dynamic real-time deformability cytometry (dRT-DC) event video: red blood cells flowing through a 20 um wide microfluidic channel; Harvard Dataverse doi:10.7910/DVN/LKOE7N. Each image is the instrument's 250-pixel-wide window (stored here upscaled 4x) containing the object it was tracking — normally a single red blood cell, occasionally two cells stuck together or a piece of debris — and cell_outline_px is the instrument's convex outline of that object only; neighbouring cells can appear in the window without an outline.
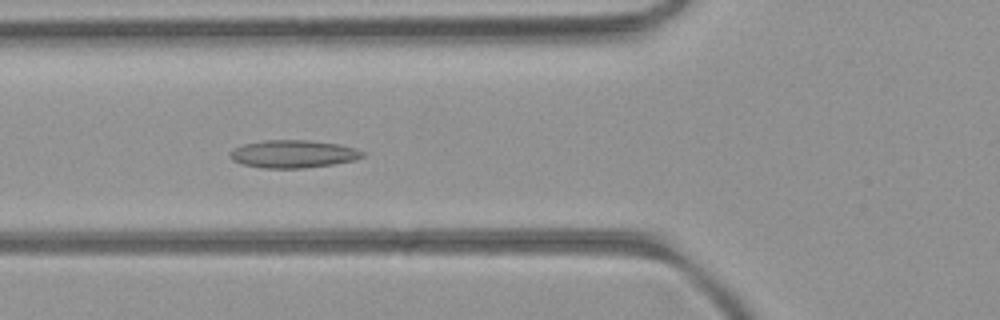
{"species": "common noctule bat (a hibernating species)", "species_latin": "Nyctalus noctula", "temperature_condition": "room temperature", "stored_images_in_passage": 51, "camera_frame_rate_fps": 3000, "um_per_image_px": 0.085, "animal": {"sex": "female", "body_mass_g": 21.9}, "frame": {"image": 1, "passage_image": 18, "time_ms": 5.667, "image_size_px": [1000, 320], "cell_outline_px": [[364, 156], [356, 160], [332, 164], [304, 168], [260, 168], [244, 164], [232, 160], [228, 156], [228, 152], [232, 148], [244, 144], [264, 140], [308, 140], [340, 144], [356, 148], [364, 152]], "centroid_in_image_um": [24.9, 13.08], "position_along_channel_um": 100.9, "area_um2": 21.62}}
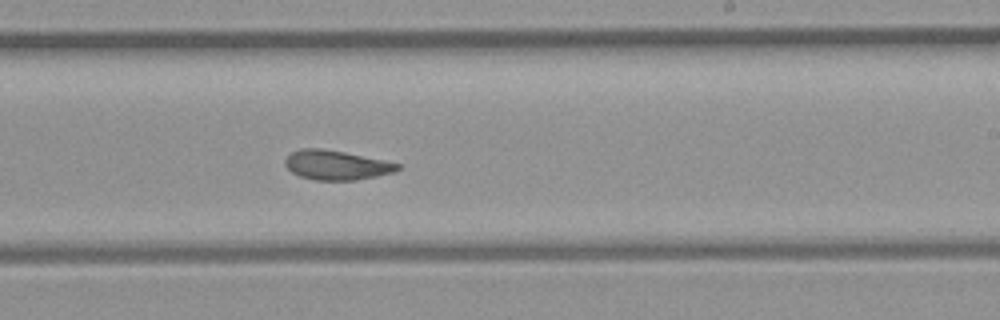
{"frame": {"image": 2, "passage_image": 30, "time_ms": 9.667, "image_size_px": [1000, 320], "cell_outline_px": [[404, 164], [400, 168], [392, 172], [376, 176], [356, 180], [316, 180], [300, 176], [292, 172], [284, 164], [284, 160], [292, 152], [300, 148], [320, 148], [344, 152]], "centroid_in_image_um": [28.6, 14.03], "position_along_channel_um": 260.4, "area_um2": 19.25}}
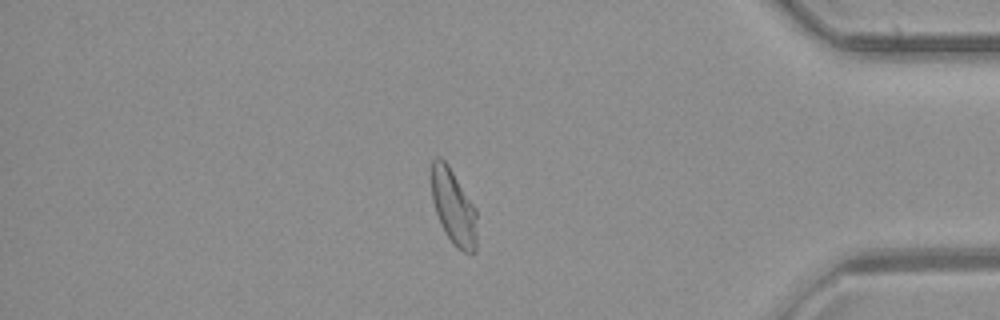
{"frame": {"image": 3, "passage_image": 43, "time_ms": 14.0, "image_size_px": [1000, 320], "cell_outline_px": [[476, 252], [464, 252], [456, 248], [452, 244], [444, 232], [440, 224], [432, 200], [432, 160], [436, 156], [440, 156], [448, 164], [476, 208]], "centroid_in_image_um": [38.55, 17.61], "position_along_channel_um": 396.7, "area_um2": 20.06}, "authors_computed_cell_mechanics": {"area_um2": 20.9236, "velocity_mm_per_s": 3.9793, "shape_relaxation_time_tau1_ms": null, "shape_relaxation_time_tau2_ms": 2.4439, "deformation_change_tau1": null, "deformation_change_tau2": 0.0814}}